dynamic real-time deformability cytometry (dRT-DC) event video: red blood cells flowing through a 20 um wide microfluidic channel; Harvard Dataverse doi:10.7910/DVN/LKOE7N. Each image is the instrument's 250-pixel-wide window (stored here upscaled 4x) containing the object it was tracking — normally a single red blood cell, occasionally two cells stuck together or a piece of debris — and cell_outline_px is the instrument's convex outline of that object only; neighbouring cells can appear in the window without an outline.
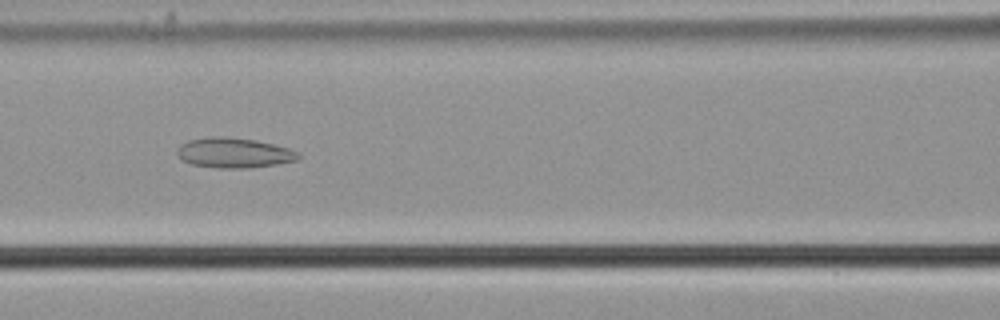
{"species": "common noctule bat (a hibernating species)", "species_latin": "Nyctalus noctula", "temperature_condition": "cold", "stored_images_in_passage": 55, "camera_frame_rate_fps": 3000, "um_per_image_px": 0.085, "animal": {"sex": "male", "body_mass_g": 21.5, "forearm_length_mm": 52.0}, "frame": {"image": 1, "passage_image": 25, "time_ms": 8.0, "image_size_px": [1000, 320], "cell_outline_px": [[300, 156], [296, 160], [276, 164], [248, 168], [216, 168], [192, 164], [184, 160], [176, 152], [180, 144], [188, 140], [212, 136], [224, 136], [256, 140], [288, 148], [300, 152]], "centroid_in_image_um": [19.89, 12.98], "position_along_channel_um": 146.7, "area_um2": 21.15}}
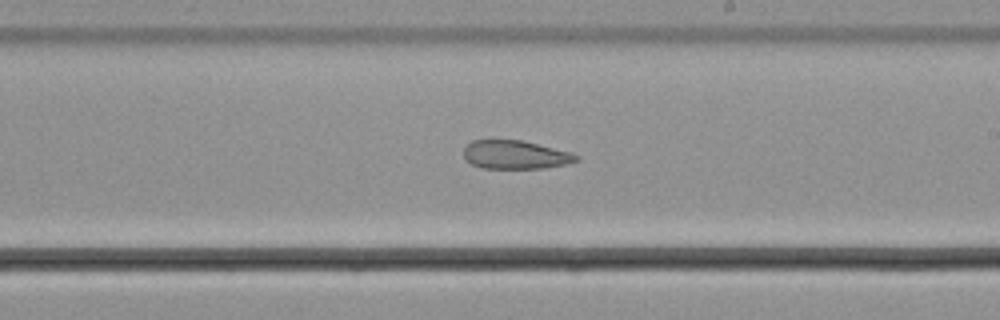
{"frame": {"image": 2, "passage_image": 33, "time_ms": 10.667, "image_size_px": [1000, 320], "cell_outline_px": [[580, 160], [568, 164], [544, 168], [480, 168], [464, 160], [464, 148], [472, 140], [520, 140], [572, 152], [580, 156]], "centroid_in_image_um": [43.82, 13.16], "position_along_channel_um": 245.2, "area_um2": 18.84}}
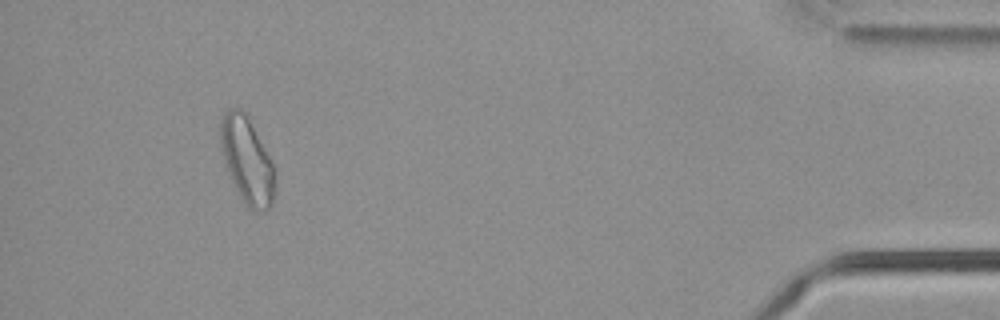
{"frame": {"image": 3, "passage_image": 52, "time_ms": 17.0, "image_size_px": [1000, 320], "cell_outline_px": [[276, 188], [272, 204], [268, 208], [256, 212], [252, 212], [248, 208], [240, 196], [228, 172], [224, 160], [220, 140], [220, 120], [224, 112], [228, 108], [240, 108], [244, 112], [276, 168]], "centroid_in_image_um": [21.02, 13.66], "position_along_channel_um": 414.2, "area_um2": 27.34}}